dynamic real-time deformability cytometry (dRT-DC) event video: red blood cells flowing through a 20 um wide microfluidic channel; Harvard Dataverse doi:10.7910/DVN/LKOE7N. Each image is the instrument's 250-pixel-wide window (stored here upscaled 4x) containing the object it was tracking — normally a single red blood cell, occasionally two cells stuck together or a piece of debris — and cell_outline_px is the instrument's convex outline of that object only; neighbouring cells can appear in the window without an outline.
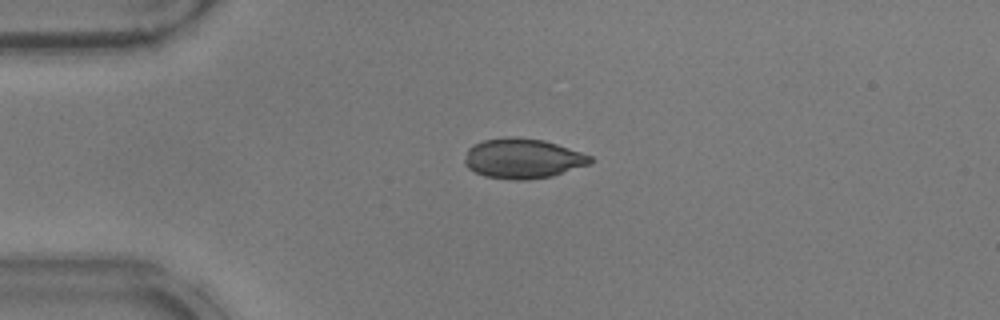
{"species": "common noctule bat (a hibernating species)", "species_latin": "Nyctalus noctula", "temperature_condition": "warm", "stored_images_in_passage": 23, "camera_frame_rate_fps": 3000, "um_per_image_px": 0.085, "animal": {"sex": "male", "body_mass_g": 17.9}, "frame": {"image": 1, "passage_image": 1, "time_ms": 0.0, "image_size_px": [1000, 320], "cell_outline_px": [[592, 160], [588, 164], [552, 176], [528, 180], [512, 180], [484, 176], [468, 168], [464, 164], [464, 160], [468, 148], [472, 144], [484, 140], [508, 136], [516, 136], [544, 140], [592, 156]], "centroid_in_image_um": [44.38, 13.47], "position_along_channel_um": 40.6, "area_um2": 29.25}}
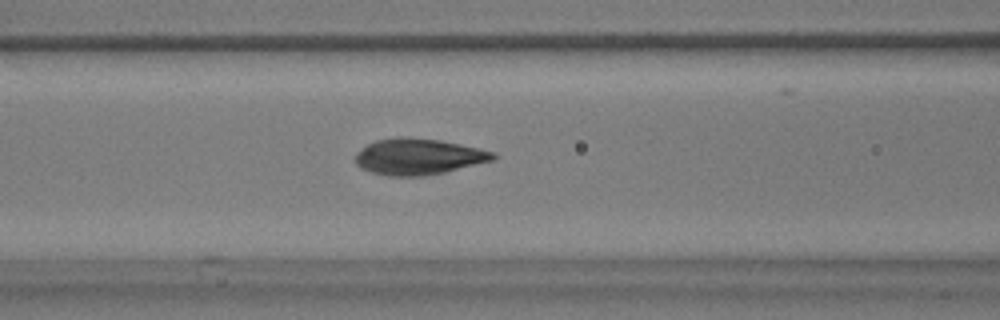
{"frame": {"image": 2, "passage_image": 10, "time_ms": 3.0, "image_size_px": [1000, 320], "cell_outline_px": [[496, 156], [492, 160], [444, 172], [424, 176], [388, 176], [372, 172], [360, 168], [356, 164], [352, 156], [356, 152], [368, 144], [376, 140], [400, 136], [404, 136], [440, 140], [480, 148], [496, 152]], "centroid_in_image_um": [35.51, 13.3], "position_along_channel_um": 131.1, "area_um2": 29.13}}
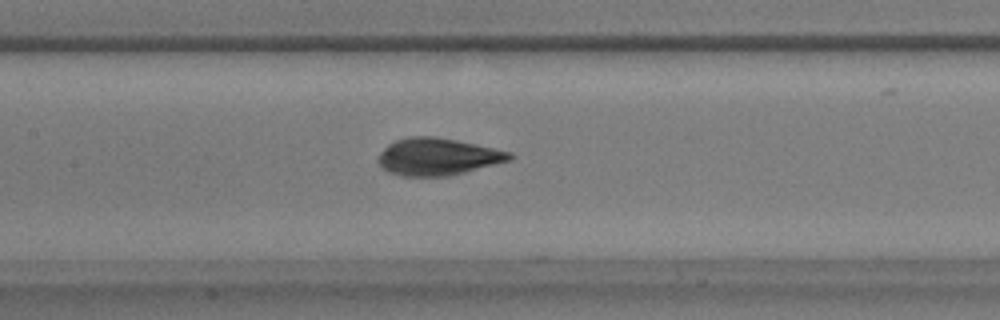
{"frame": {"image": 3, "passage_image": 13, "time_ms": 4.0, "image_size_px": [1000, 320], "cell_outline_px": [[516, 156], [512, 160], [448, 176], [400, 176], [388, 172], [376, 160], [380, 152], [388, 144], [396, 140], [408, 136], [436, 136], [476, 144], [512, 152]], "centroid_in_image_um": [37.21, 13.31], "position_along_channel_um": 170.2, "area_um2": 28.61}}